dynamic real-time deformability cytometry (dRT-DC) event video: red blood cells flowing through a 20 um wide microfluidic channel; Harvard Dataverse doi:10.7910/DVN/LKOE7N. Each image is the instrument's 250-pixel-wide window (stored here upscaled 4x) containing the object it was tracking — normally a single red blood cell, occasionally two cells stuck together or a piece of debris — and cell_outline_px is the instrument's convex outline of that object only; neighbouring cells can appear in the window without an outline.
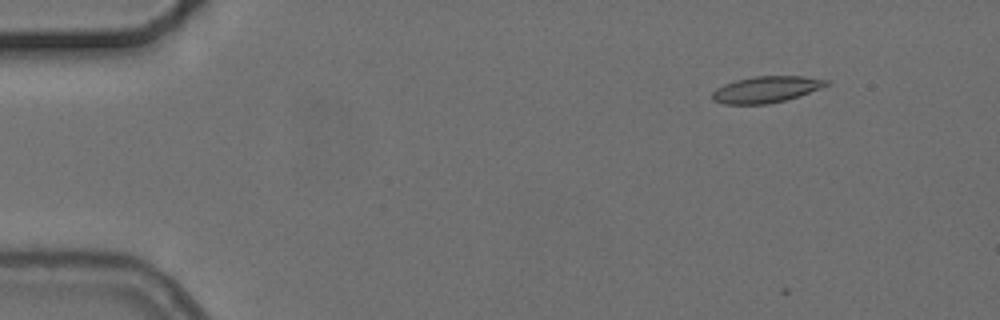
{"species": "common noctule bat (a hibernating species)", "species_latin": "Nyctalus noctula", "temperature_condition": "cold", "stored_images_in_passage": 5, "segment_of_instrument_passage": [1, 2], "camera_frame_rate_fps": 3000, "um_per_image_px": 0.085, "animal": {"sex": "female", "body_mass_g": 24.6, "forearm_length_mm": 56.2}, "frame": {"image": 1, "passage_image": 1, "time_ms": 0.0, "image_size_px": [1000, 320], "cell_outline_px": [[832, 84], [800, 96], [768, 104], [724, 104], [712, 100], [712, 92], [716, 88], [724, 84], [736, 80], [752, 76], [804, 76], [832, 80]], "centroid_in_image_um": [65.17, 7.59], "position_along_channel_um": 19.8, "area_um2": 17.8}}
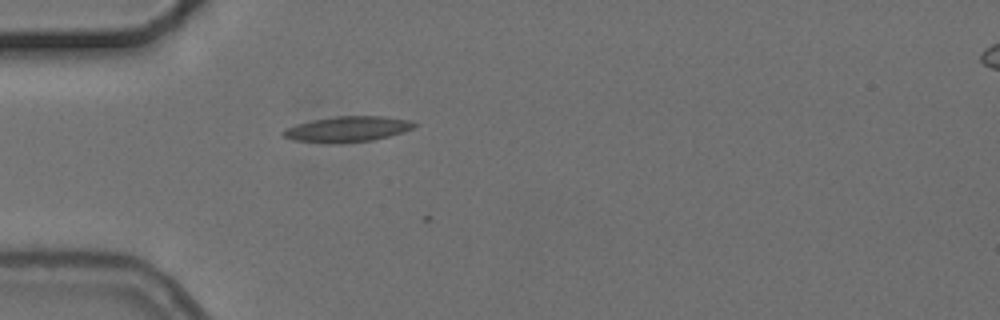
{"frame": {"image": 2, "passage_image": 4, "time_ms": 3.333, "image_size_px": [1000, 320], "cell_outline_px": [[416, 124], [412, 128], [404, 132], [372, 140], [340, 144], [324, 144], [292, 140], [284, 136], [280, 132], [284, 128], [296, 124], [312, 120], [336, 116], [384, 116], [408, 120]], "centroid_in_image_um": [29.45, 10.99], "position_along_channel_um": 55.5, "area_um2": 19.77}}